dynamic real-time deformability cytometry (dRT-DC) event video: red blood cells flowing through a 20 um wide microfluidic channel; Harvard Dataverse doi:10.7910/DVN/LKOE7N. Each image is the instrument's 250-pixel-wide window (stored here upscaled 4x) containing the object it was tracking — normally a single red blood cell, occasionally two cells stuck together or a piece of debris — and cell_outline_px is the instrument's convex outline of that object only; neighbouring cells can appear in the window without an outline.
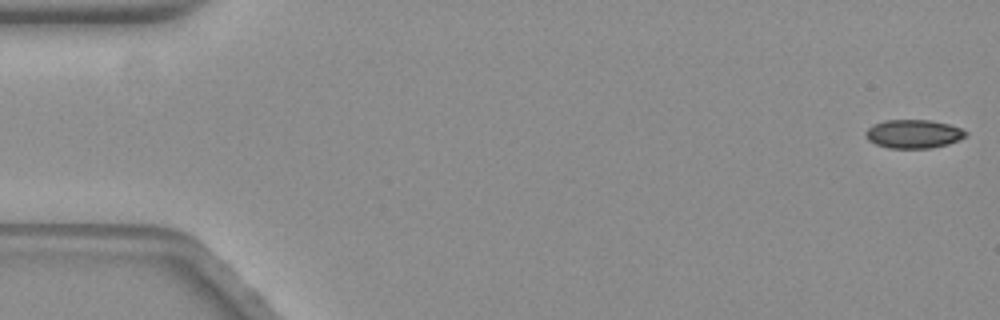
{"species": "common noctule bat (a hibernating species)", "species_latin": "Nyctalus noctula", "temperature_condition": "warm", "stored_images_in_passage": 58, "camera_frame_rate_fps": 3000, "um_per_image_px": 0.085, "animal": {"sex": "female", "body_mass_g": 19.3, "forearm_length_mm": 54.1}, "frame": {"image": 1, "passage_image": 1, "time_ms": 0.0, "image_size_px": [1000, 320], "cell_outline_px": [[968, 132], [964, 136], [948, 144], [932, 148], [888, 148], [876, 144], [868, 140], [864, 132], [872, 124], [884, 120], [932, 120], [948, 124], [960, 128]], "centroid_in_image_um": [77.6, 11.38], "position_along_channel_um": 7.4, "area_um2": 16.65}}
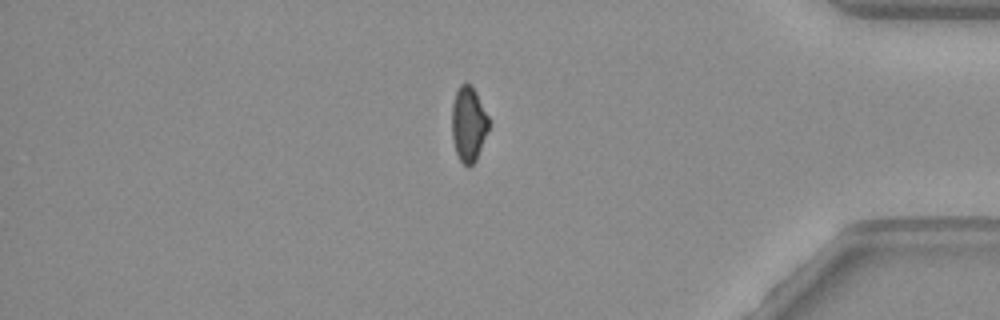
{"frame": {"image": 2, "passage_image": 49, "time_ms": 16.0, "image_size_px": [1000, 320], "cell_outline_px": [[488, 128], [476, 160], [468, 168], [460, 160], [456, 152], [452, 140], [452, 104], [456, 92], [460, 84], [472, 84], [488, 116]], "centroid_in_image_um": [39.8, 10.54], "position_along_channel_um": 395.4, "area_um2": 15.95}}
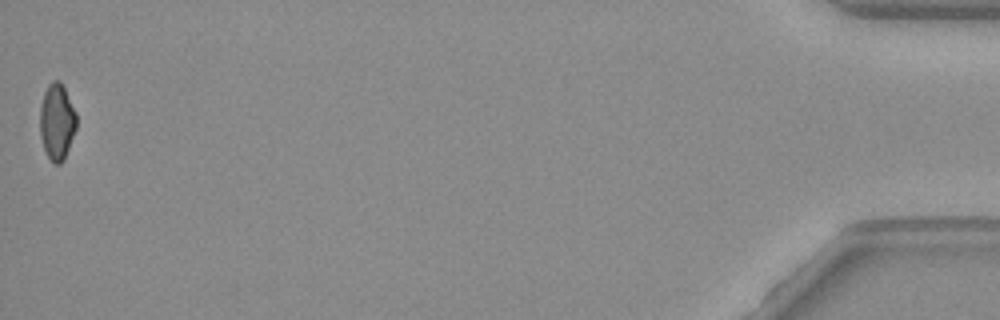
{"frame": {"image": 3, "passage_image": 58, "time_ms": 19.0, "image_size_px": [1000, 320], "cell_outline_px": [[76, 128], [64, 160], [60, 164], [52, 164], [44, 148], [40, 136], [40, 108], [44, 92], [48, 84], [52, 80], [60, 80], [76, 112]], "centroid_in_image_um": [4.83, 10.35], "position_along_channel_um": 430.4, "area_um2": 16.24}, "authors_computed_cell_mechanics": {"area_um2": 17.1666, "velocity_mm_per_s": 3.5431, "shape_relaxation_time_tau1_ms": 5.8703, "shape_relaxation_time_tau2_ms": null, "deformation_change_tau1": 0.1101, "deformation_change_tau2": null}}